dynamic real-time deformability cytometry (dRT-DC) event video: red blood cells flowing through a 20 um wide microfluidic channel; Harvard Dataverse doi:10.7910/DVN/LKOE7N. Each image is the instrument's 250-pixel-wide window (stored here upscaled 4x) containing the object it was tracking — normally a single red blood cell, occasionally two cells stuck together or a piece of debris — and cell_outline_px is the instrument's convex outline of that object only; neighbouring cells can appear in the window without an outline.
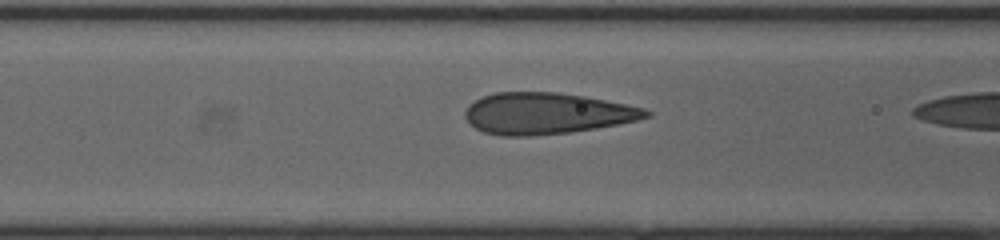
{"species": "human", "species_latin": "Homo sapiens", "temperature_condition": "cold", "stored_images_in_passage": 19, "camera_frame_rate_fps": 3000, "um_per_image_px": 0.085, "donor": {"sex": "female"}, "frame": {"image": 1, "passage_image": 18, "time_ms": 5.667, "image_size_px": [1000, 240], "cell_outline_px": [[652, 116], [636, 120], [596, 128], [572, 132], [532, 136], [500, 136], [484, 132], [476, 128], [464, 116], [464, 112], [468, 104], [484, 96], [496, 92], [556, 92], [584, 96], [644, 108], [652, 112]], "centroid_in_image_um": [46.44, 9.64], "position_along_channel_um": 120.2, "area_um2": 43.47}}